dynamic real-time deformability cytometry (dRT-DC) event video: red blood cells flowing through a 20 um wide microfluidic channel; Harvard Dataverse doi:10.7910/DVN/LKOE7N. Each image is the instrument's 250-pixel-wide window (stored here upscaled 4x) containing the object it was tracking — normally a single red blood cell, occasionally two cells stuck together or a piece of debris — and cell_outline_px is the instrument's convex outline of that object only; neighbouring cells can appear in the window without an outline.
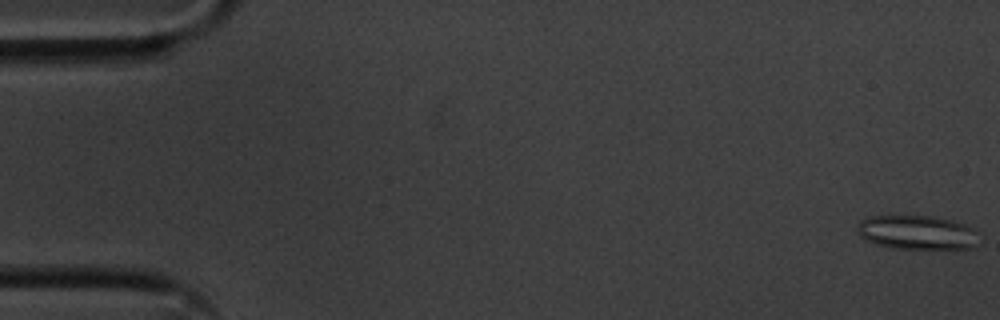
{"species": "common noctule bat (a hibernating species)", "species_latin": "Nyctalus noctula", "temperature_condition": "cold", "stored_images_in_passage": 56, "camera_frame_rate_fps": 3000, "um_per_image_px": 0.085, "animal": {"sex": "male", "body_mass_g": 20.1, "forearm_length_mm": 53.5}, "frame": {"image": 1, "passage_image": 1, "time_ms": 0.0, "image_size_px": [1000, 320], "cell_outline_px": [[980, 244], [968, 248], [892, 248], [876, 244], [860, 236], [856, 232], [856, 228], [860, 220], [872, 216], [932, 216], [952, 220], [964, 224], [980, 232]], "centroid_in_image_um": [77.99, 19.75], "position_along_channel_um": 7.0, "area_um2": 24.33}}
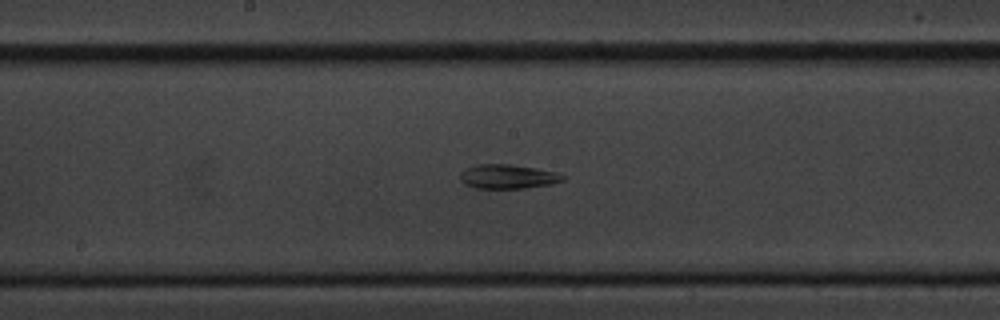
{"frame": {"image": 2, "passage_image": 29, "time_ms": 9.333, "image_size_px": [1000, 320], "cell_outline_px": [[564, 180], [552, 184], [524, 188], [472, 188], [464, 184], [460, 180], [460, 172], [476, 164], [508, 164], [536, 168], [556, 172], [564, 176]], "centroid_in_image_um": [43.14, 15.01], "position_along_channel_um": 205.1, "area_um2": 14.51}}
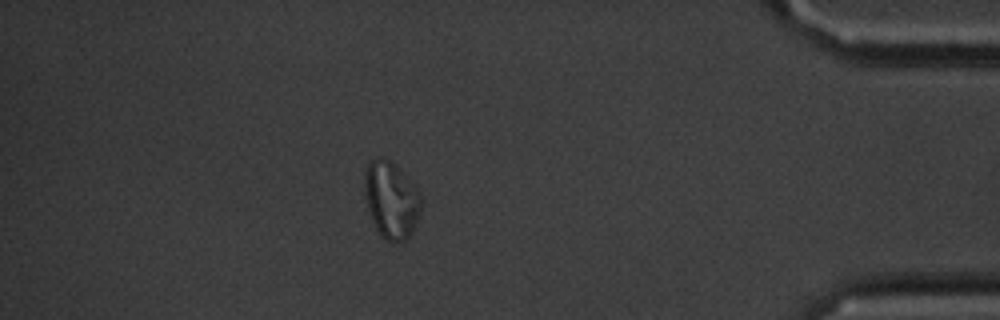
{"frame": {"image": 3, "passage_image": 49, "time_ms": 16.0, "image_size_px": [1000, 320], "cell_outline_px": [[424, 200], [416, 224], [412, 232], [404, 240], [396, 244], [392, 244], [384, 240], [376, 228], [372, 220], [368, 208], [364, 188], [364, 176], [368, 160], [376, 156], [392, 160], [400, 168], [420, 192]], "centroid_in_image_um": [33.27, 16.97], "position_along_channel_um": 401.9, "area_um2": 26.01}, "authors_computed_cell_mechanics": {"area_um2": 20.5768, "velocity_mm_per_s": 3.5886, "shape_relaxation_time_tau1_ms": null, "shape_relaxation_time_tau2_ms": 1.9427, "deformation_change_tau1": null, "deformation_change_tau2": 0.0765}}